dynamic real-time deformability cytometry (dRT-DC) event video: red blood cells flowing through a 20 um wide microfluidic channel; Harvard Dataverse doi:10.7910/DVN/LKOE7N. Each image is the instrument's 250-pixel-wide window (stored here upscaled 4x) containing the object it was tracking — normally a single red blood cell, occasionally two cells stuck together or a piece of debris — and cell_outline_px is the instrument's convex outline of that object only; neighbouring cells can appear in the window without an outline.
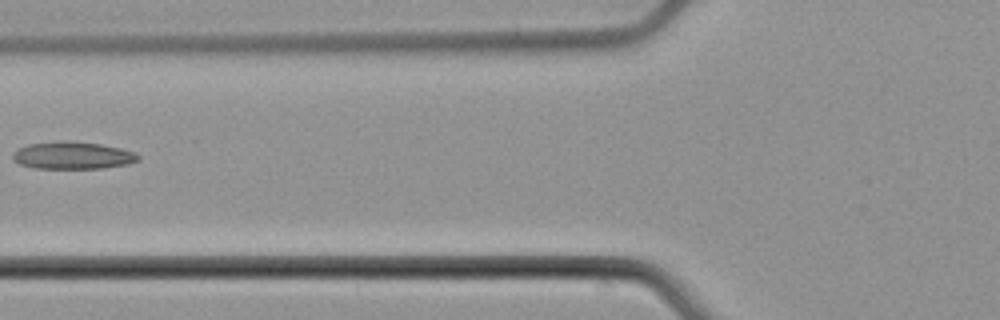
{"species": "common noctule bat (a hibernating species)", "species_latin": "Nyctalus noctula", "temperature_condition": "cold", "stored_images_in_passage": 4, "camera_frame_rate_fps": 3000, "um_per_image_px": 0.085, "animal": {"sex": "male", "body_mass_g": 21.5, "forearm_length_mm": 52.0}, "frame": {"image": 1, "passage_image": 3, "time_ms": 2.667, "image_size_px": [1000, 320], "cell_outline_px": [[140, 160], [128, 164], [104, 168], [32, 168], [20, 164], [12, 160], [12, 152], [16, 148], [28, 144], [56, 140], [64, 140], [100, 144], [120, 148], [136, 152], [140, 156]], "centroid_in_image_um": [6.14, 13.2], "position_along_channel_um": 119.7, "area_um2": 20.35}}
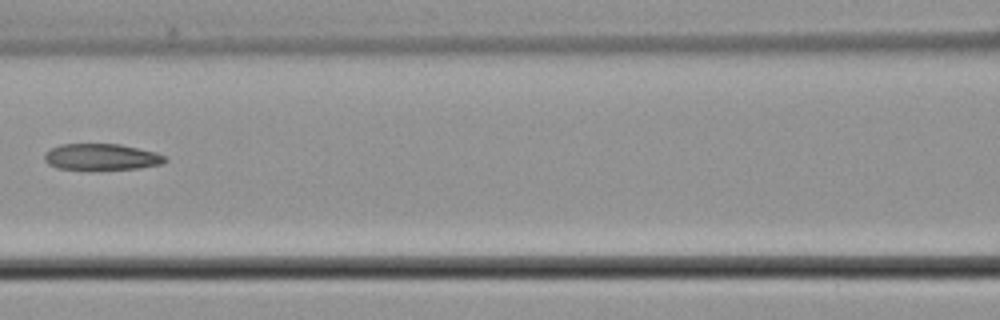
{"frame": {"image": 2, "passage_image": 4, "time_ms": 3.667, "image_size_px": [1000, 320], "cell_outline_px": [[168, 160], [164, 164], [140, 168], [88, 172], [56, 168], [48, 164], [44, 160], [44, 152], [60, 144], [120, 144], [156, 152], [164, 156]], "centroid_in_image_um": [8.6, 13.38], "position_along_channel_um": 158.0, "area_um2": 19.42}}